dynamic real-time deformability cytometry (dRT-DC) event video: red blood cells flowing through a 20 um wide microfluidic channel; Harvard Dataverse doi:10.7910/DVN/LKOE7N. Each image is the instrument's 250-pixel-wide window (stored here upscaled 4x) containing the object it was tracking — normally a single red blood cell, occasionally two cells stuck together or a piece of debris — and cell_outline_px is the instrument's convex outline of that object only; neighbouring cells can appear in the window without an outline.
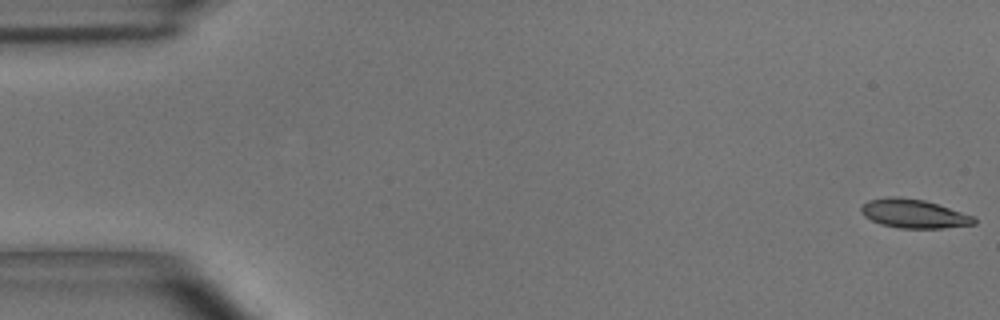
{"species": "common noctule bat (a hibernating species)", "species_latin": "Nyctalus noctula", "temperature_condition": "room temperature", "stored_images_in_passage": 55, "camera_frame_rate_fps": 3000, "um_per_image_px": 0.085, "animal": {"sex": "male", "body_mass_g": 15.6}, "frame": {"image": 1, "passage_image": 1, "time_ms": 0.0, "image_size_px": [1000, 320], "cell_outline_px": [[976, 224], [944, 228], [900, 228], [880, 224], [864, 216], [860, 212], [860, 208], [868, 200], [888, 196], [896, 196], [924, 200], [976, 216]], "centroid_in_image_um": [77.68, 18.16], "position_along_channel_um": 7.3, "area_um2": 19.07}}
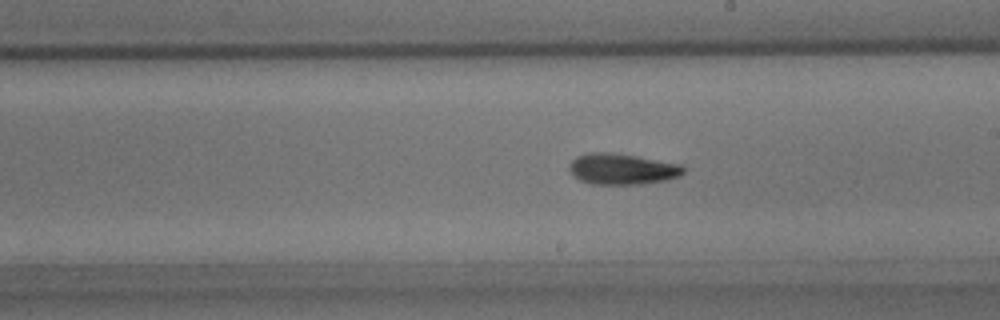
{"frame": {"image": 2, "passage_image": 31, "time_ms": 10.0, "image_size_px": [1000, 320], "cell_outline_px": [[684, 172], [680, 176], [664, 180], [640, 184], [592, 184], [580, 180], [568, 168], [568, 164], [576, 156], [588, 152], [612, 152], [636, 156], [680, 164], [684, 168]], "centroid_in_image_um": [52.85, 14.35], "position_along_channel_um": 236.1, "area_um2": 20.52}}
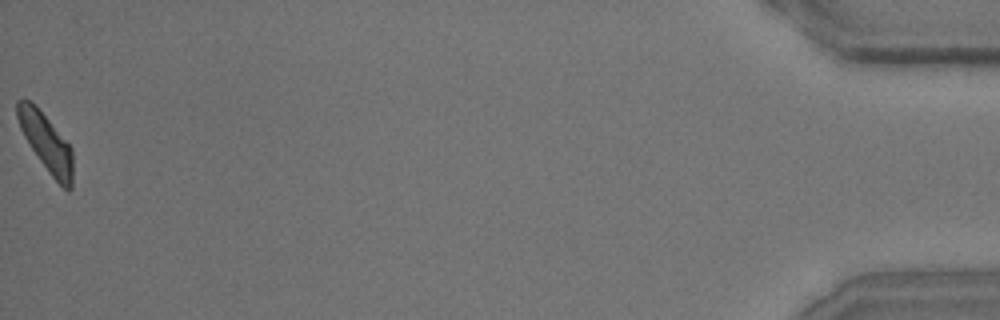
{"frame": {"image": 3, "passage_image": 55, "time_ms": 18.0, "image_size_px": [1000, 320], "cell_outline_px": [[72, 188], [68, 192], [52, 176], [40, 160], [24, 136], [20, 128], [16, 116], [16, 100], [28, 100], [48, 120], [72, 148]], "centroid_in_image_um": [3.92, 12.14], "position_along_channel_um": 431.3, "area_um2": 17.98}, "authors_computed_cell_mechanics": {"area_um2": 19.4208, "velocity_mm_per_s": 3.6499, "shape_relaxation_time_tau1_ms": 5.0467, "shape_relaxation_time_tau2_ms": 3.5443, "deformation_change_tau1": 0.1633, "deformation_change_tau2": 0.0986}}